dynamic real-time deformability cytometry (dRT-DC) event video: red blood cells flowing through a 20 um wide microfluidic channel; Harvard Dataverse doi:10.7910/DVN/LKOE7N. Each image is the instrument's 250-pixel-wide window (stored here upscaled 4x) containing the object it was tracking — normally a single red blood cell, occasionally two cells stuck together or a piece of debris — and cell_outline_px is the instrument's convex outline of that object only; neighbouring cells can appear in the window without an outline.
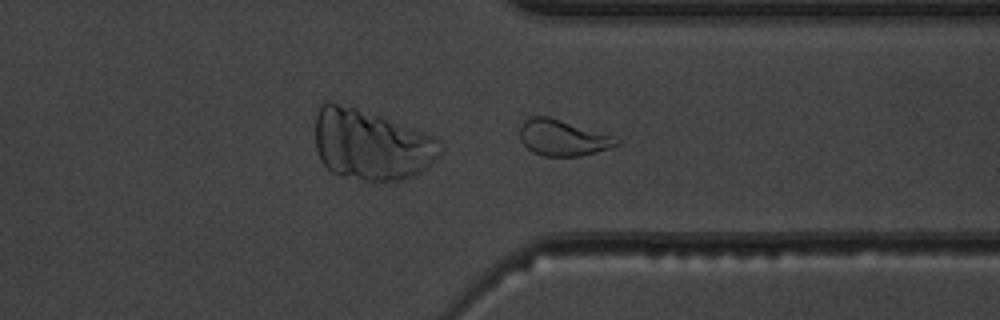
{"species": "common noctule bat (a hibernating species)", "species_latin": "Nyctalus noctula", "temperature_condition": "warm", "stored_images_in_passage": 32, "camera_frame_rate_fps": 3000, "um_per_image_px": 0.085, "animal": {"sex": "male", "body_mass_g": 19.5, "forearm_length_mm": 54.6}, "frame": {"image": 1, "passage_image": 23, "time_ms": 7.333, "image_size_px": [1000, 320], "cell_outline_px": [[620, 144], [596, 152], [580, 156], [544, 156], [532, 152], [520, 140], [520, 124], [524, 120], [532, 116], [548, 116], [612, 136], [620, 140]], "centroid_in_image_um": [47.79, 11.71], "position_along_channel_um": 363.6, "area_um2": 20.06}}